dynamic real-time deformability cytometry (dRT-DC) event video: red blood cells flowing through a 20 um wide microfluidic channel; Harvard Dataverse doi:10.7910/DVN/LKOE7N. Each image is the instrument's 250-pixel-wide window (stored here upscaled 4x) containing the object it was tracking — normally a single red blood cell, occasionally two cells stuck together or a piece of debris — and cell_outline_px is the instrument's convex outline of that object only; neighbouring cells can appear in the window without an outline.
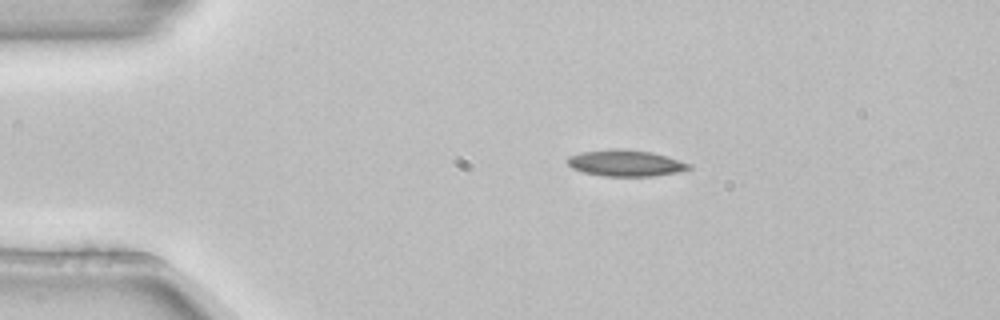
{"species": "common noctule bat (a hibernating species)", "species_latin": "Nyctalus noctula", "temperature_condition": "room temperature", "stored_images_in_passage": 2, "camera_frame_rate_fps": 3000, "um_per_image_px": 0.085, "animal": {"sex": "female", "body_mass_g": 22.7, "forearm_length_mm": 54.2}, "frame": {"image": 1, "passage_image": 2, "time_ms": 0.333, "image_size_px": [1000, 320], "cell_outline_px": [[692, 168], [676, 172], [656, 176], [604, 176], [584, 172], [572, 168], [568, 164], [568, 156], [580, 152], [624, 148], [652, 152], [692, 164]], "centroid_in_image_um": [53.19, 13.86], "position_along_channel_um": 31.8, "area_um2": 18.55}}